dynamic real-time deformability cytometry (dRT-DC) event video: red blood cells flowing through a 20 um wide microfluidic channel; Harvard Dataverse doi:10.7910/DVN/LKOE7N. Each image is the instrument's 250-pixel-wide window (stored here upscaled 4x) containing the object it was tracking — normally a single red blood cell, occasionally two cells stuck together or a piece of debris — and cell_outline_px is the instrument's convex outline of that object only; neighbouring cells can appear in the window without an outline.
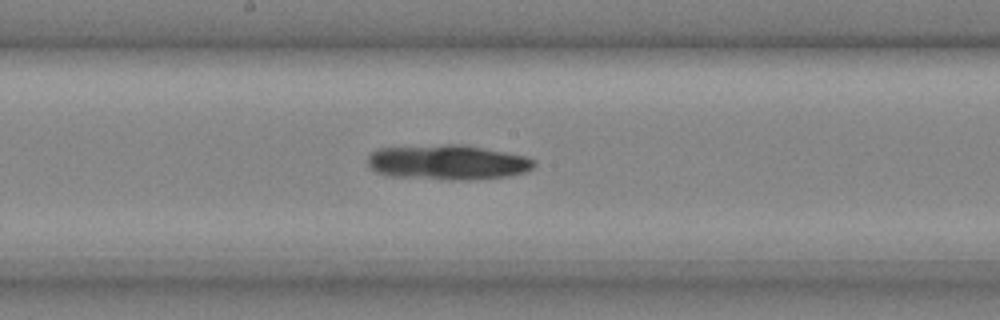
{"species": "common noctule bat (a hibernating species)", "species_latin": "Nyctalus noctula", "temperature_condition": "cold", "stored_images_in_passage": 23, "camera_frame_rate_fps": 3000, "um_per_image_px": 0.085, "animal": {"sex": "male", "body_mass_g": 20.4}, "frame": {"image": 1, "passage_image": 11, "time_ms": 3.333, "image_size_px": [1000, 320], "cell_outline_px": [[536, 164], [532, 168], [524, 172], [508, 176], [468, 180], [452, 180], [388, 176], [376, 172], [368, 164], [368, 156], [376, 148], [448, 144], [464, 144], [528, 156], [536, 160]], "centroid_in_image_um": [38.07, 13.79], "position_along_channel_um": 210.1, "area_um2": 34.22}}
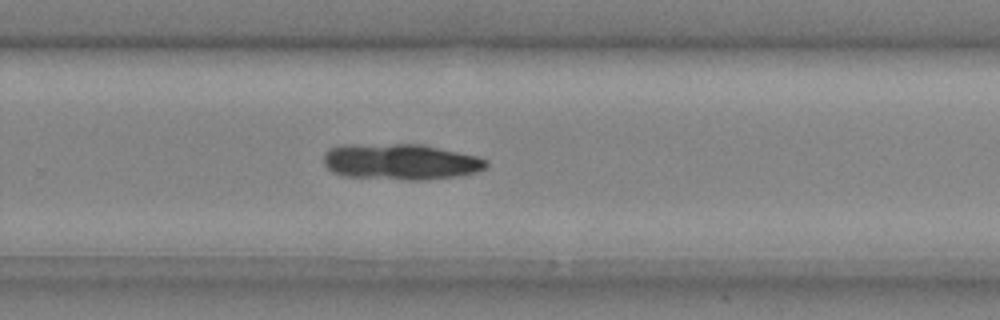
{"frame": {"image": 2, "passage_image": 16, "time_ms": 5.0, "image_size_px": [1000, 320], "cell_outline_px": [[488, 164], [484, 168], [476, 172], [456, 176], [424, 180], [408, 180], [344, 176], [332, 172], [324, 164], [324, 152], [328, 148], [340, 144], [420, 144], [476, 156], [488, 160]], "centroid_in_image_um": [33.99, 13.74], "position_along_channel_um": 295.8, "area_um2": 34.22}}
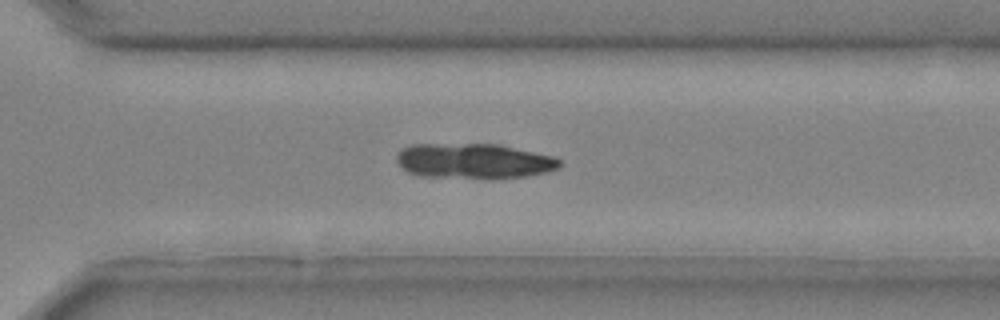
{"frame": {"image": 3, "passage_image": 18, "time_ms": 5.667, "image_size_px": [1000, 320], "cell_outline_px": [[564, 164], [560, 168], [548, 172], [524, 176], [420, 176], [408, 172], [400, 168], [396, 160], [396, 156], [400, 148], [408, 144], [500, 144], [552, 156], [560, 160]], "centroid_in_image_um": [40.24, 13.64], "position_along_channel_um": 330.4, "area_um2": 32.89}}